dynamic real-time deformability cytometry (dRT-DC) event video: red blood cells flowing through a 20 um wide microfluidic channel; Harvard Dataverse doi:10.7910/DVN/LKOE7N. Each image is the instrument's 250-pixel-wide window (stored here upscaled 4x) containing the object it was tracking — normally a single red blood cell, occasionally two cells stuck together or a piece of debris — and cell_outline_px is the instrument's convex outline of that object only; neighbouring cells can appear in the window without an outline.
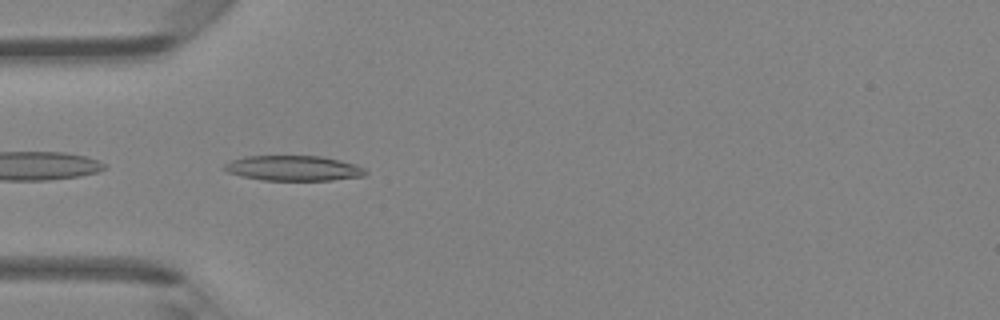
{"species": "Egyptian fruit bat (a non-hibernating species)", "species_latin": "Rousettus aegyptiacus", "temperature_condition": "room temperature", "stored_images_in_passage": 22, "camera_frame_rate_fps": 3000, "um_per_image_px": 0.085, "animal": {"sex": "female"}, "frame": {"image": 1, "passage_image": 13, "time_ms": 4.0, "image_size_px": [1000, 320], "cell_outline_px": [[368, 172], [364, 176], [332, 180], [264, 180], [240, 176], [228, 172], [224, 168], [224, 164], [232, 160], [244, 156], [320, 156], [340, 160], [356, 164], [364, 168]], "centroid_in_image_um": [24.96, 14.29], "position_along_channel_um": 60.0, "area_um2": 20.69}}
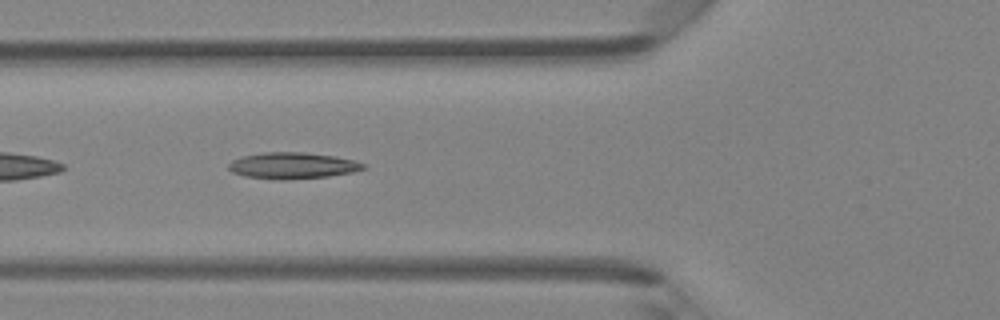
{"frame": {"image": 2, "passage_image": 16, "time_ms": 5.0, "image_size_px": [1000, 320], "cell_outline_px": [[368, 168], [352, 172], [328, 176], [284, 180], [244, 176], [232, 172], [228, 168], [228, 164], [232, 160], [240, 156], [264, 152], [304, 152], [336, 156], [356, 160], [368, 164]], "centroid_in_image_um": [24.9, 14.06], "position_along_channel_um": 100.9, "area_um2": 20.92}}
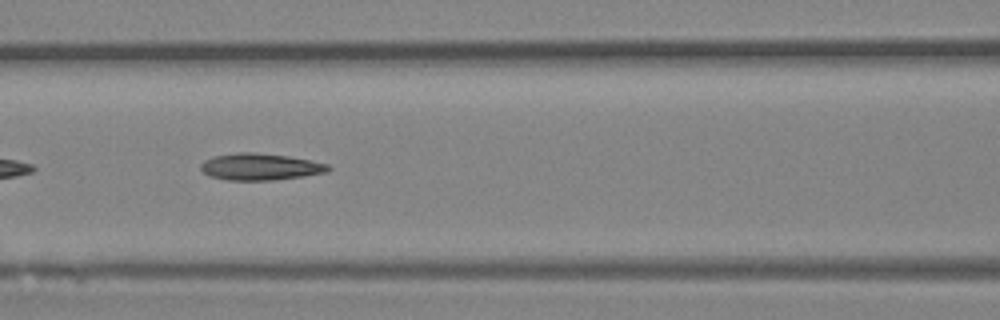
{"frame": {"image": 3, "passage_image": 19, "time_ms": 6.0, "image_size_px": [1000, 320], "cell_outline_px": [[332, 168], [328, 172], [304, 176], [272, 180], [228, 180], [208, 176], [200, 168], [200, 164], [204, 160], [212, 156], [236, 152], [252, 152], [288, 156], [312, 160], [328, 164]], "centroid_in_image_um": [22.11, 14.17], "position_along_channel_um": 144.5, "area_um2": 20.06}}